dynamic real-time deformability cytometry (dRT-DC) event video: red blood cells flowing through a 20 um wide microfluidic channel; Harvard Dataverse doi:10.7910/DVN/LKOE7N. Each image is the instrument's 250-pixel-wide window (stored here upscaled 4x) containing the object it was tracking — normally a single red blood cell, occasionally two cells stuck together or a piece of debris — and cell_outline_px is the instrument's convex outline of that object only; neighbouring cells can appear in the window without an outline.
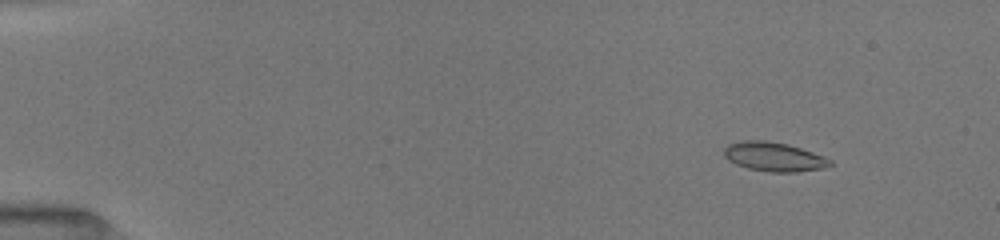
{"species": "common noctule bat (a hibernating species)", "species_latin": "Nyctalus noctula", "temperature_condition": "room temperature", "stored_images_in_passage": 52, "camera_frame_rate_fps": 3000, "um_per_image_px": 0.085, "animal": {"sex": "female", "body_mass_g": 19.5, "forearm_length_mm": 54.1}, "frame": {"image": 1, "passage_image": 6, "time_ms": 1.667, "image_size_px": [1000, 240], "cell_outline_px": [[832, 164], [824, 168], [796, 172], [768, 172], [748, 168], [736, 164], [728, 160], [724, 156], [724, 148], [728, 144], [740, 140], [768, 140], [788, 144], [824, 156], [832, 160]], "centroid_in_image_um": [65.77, 13.32], "position_along_channel_um": 19.2, "area_um2": 18.15}}
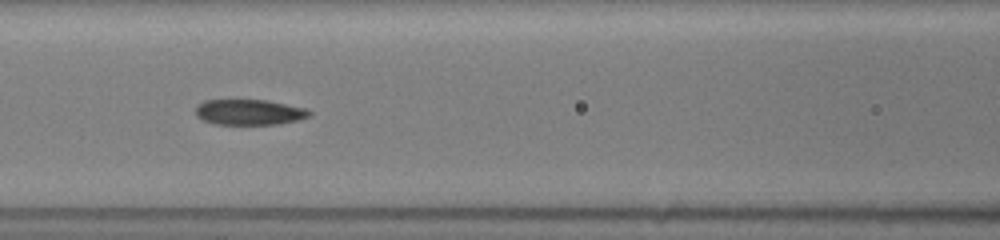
{"frame": {"image": 2, "passage_image": 24, "time_ms": 7.667, "image_size_px": [1000, 240], "cell_outline_px": [[312, 112], [308, 116], [296, 120], [280, 124], [212, 124], [196, 116], [196, 104], [204, 100], [268, 100], [308, 108]], "centroid_in_image_um": [21.18, 9.52], "position_along_channel_um": 145.4, "area_um2": 17.05}}
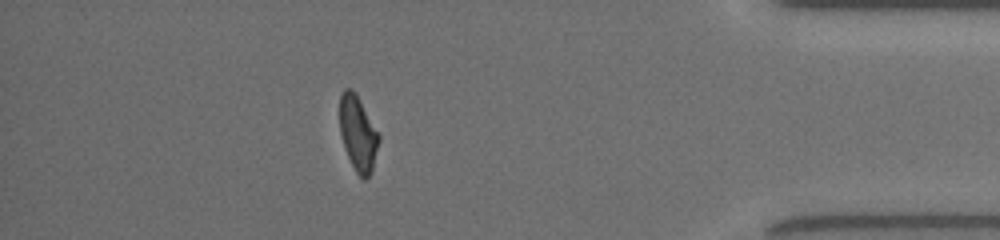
{"frame": {"image": 3, "passage_image": 46, "time_ms": 15.0, "image_size_px": [1000, 240], "cell_outline_px": [[380, 140], [372, 172], [364, 180], [356, 172], [348, 156], [340, 132], [340, 96], [344, 88], [352, 88], [356, 92], [380, 136]], "centroid_in_image_um": [30.44, 11.32], "position_along_channel_um": 404.8, "area_um2": 17.05}, "authors_computed_cell_mechanics": {"area_um2": 17.7735, "velocity_mm_per_s": 4.0371, "shape_relaxation_time_tau1_ms": null, "shape_relaxation_time_tau2_ms": 2.4253, "deformation_change_tau1": null, "deformation_change_tau2": 0.0803}}